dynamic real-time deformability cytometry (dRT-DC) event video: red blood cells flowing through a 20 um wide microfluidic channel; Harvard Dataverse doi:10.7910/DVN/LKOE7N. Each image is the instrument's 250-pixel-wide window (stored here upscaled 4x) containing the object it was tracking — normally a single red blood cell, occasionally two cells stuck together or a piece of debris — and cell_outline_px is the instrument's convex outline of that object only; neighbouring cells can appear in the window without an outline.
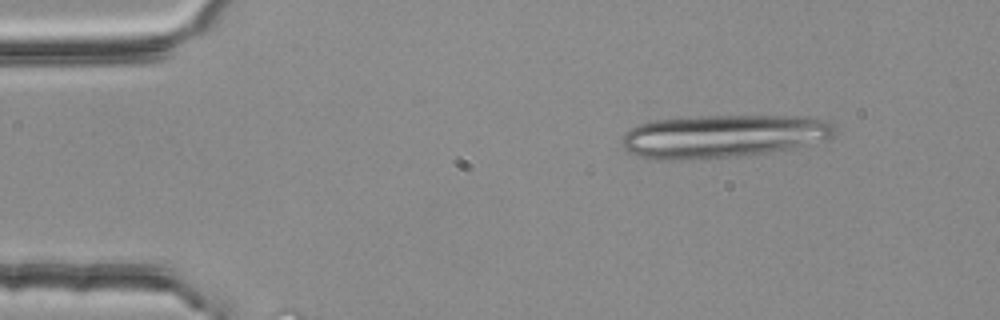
{"species": "common noctule bat (a hibernating species)", "species_latin": "Nyctalus noctula", "temperature_condition": "room temperature", "stored_images_in_passage": 2, "camera_frame_rate_fps": 3000, "um_per_image_px": 0.085, "animal": {"sex": "female", "body_mass_g": 25.1}, "frame": {"image": 1, "passage_image": 1, "time_ms": 0.0, "image_size_px": [1000, 320], "cell_outline_px": [[836, 136], [828, 140], [792, 148], [772, 152], [736, 156], [688, 160], [652, 160], [636, 156], [628, 152], [620, 144], [620, 140], [624, 132], [648, 120], [700, 116], [796, 116], [824, 120], [832, 124], [836, 128]], "centroid_in_image_um": [61.41, 11.59], "position_along_channel_um": 23.6, "area_um2": 54.16}}